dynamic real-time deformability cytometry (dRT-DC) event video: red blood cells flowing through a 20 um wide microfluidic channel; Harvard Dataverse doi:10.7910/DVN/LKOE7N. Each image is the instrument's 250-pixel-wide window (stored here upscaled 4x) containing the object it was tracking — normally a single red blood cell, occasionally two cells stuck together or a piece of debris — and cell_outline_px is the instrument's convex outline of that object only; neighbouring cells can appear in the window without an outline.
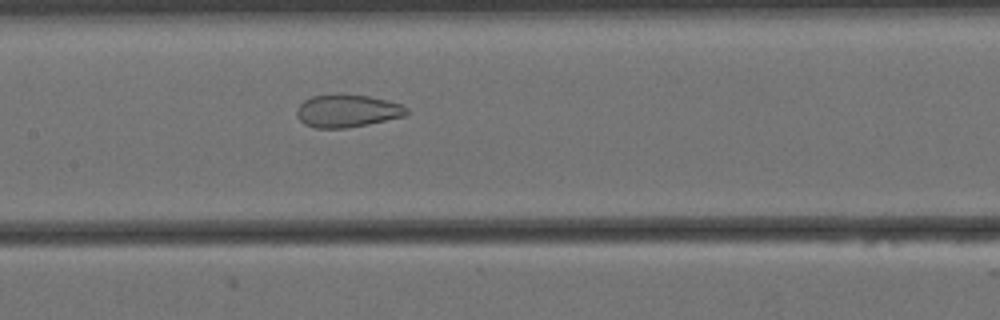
{"species": "Egyptian fruit bat (a non-hibernating species)", "species_latin": "Rousettus aegyptiacus", "temperature_condition": "cold", "stored_images_in_passage": 57, "camera_frame_rate_fps": 3000, "um_per_image_px": 0.085, "animal": {"sex": "female"}, "frame": {"image": 1, "passage_image": 26, "time_ms": 8.333, "image_size_px": [1000, 320], "cell_outline_px": [[408, 112], [404, 116], [368, 124], [348, 128], [316, 128], [304, 124], [296, 116], [296, 108], [304, 100], [312, 96], [340, 92], [344, 92], [368, 96], [400, 104], [408, 108]], "centroid_in_image_um": [29.46, 9.4], "position_along_channel_um": 177.9, "area_um2": 21.27}}
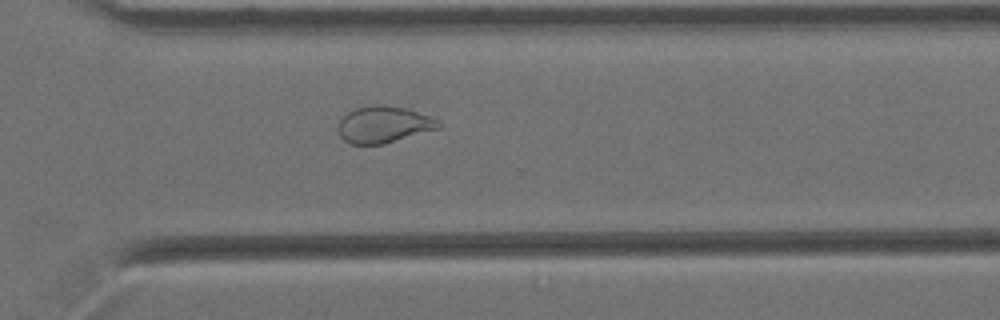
{"frame": {"image": 2, "passage_image": 40, "time_ms": 13.0, "image_size_px": [1000, 320], "cell_outline_px": [[440, 128], [384, 144], [352, 144], [344, 140], [340, 136], [336, 128], [340, 120], [348, 112], [356, 108], [376, 104], [380, 104], [404, 108], [440, 120]], "centroid_in_image_um": [32.59, 10.59], "position_along_channel_um": 338.0, "area_um2": 21.33}}
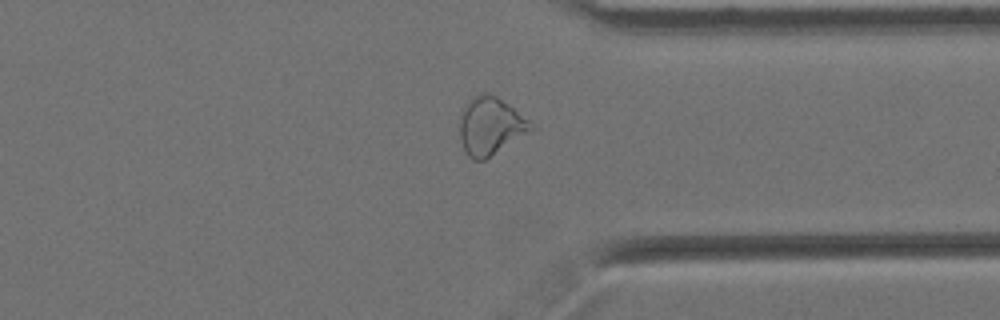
{"frame": {"image": 3, "passage_image": 43, "time_ms": 14.0, "image_size_px": [1000, 320], "cell_outline_px": [[536, 128], [484, 160], [472, 160], [464, 152], [460, 140], [460, 116], [464, 104], [472, 96], [484, 92], [496, 96], [532, 120]], "centroid_in_image_um": [41.69, 10.7], "position_along_channel_um": 369.7, "area_um2": 24.28}, "authors_computed_cell_mechanics": {"area_um2": 26.01, "velocity_mm_per_s": 3.4533, "shape_relaxation_time_tau1_ms": null, "shape_relaxation_time_tau2_ms": 1.504, "deformation_change_tau1": null, "deformation_change_tau2": 0.0789}}